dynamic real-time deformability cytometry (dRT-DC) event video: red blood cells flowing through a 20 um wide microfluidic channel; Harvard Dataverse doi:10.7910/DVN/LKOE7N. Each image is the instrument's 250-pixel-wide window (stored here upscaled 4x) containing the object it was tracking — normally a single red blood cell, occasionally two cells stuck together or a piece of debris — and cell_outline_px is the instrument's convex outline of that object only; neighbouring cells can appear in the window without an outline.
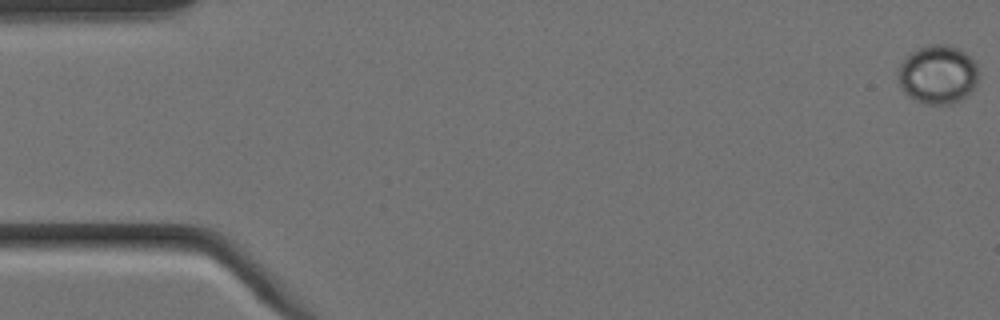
{"species": "Egyptian fruit bat (a non-hibernating species)", "species_latin": "Rousettus aegyptiacus", "temperature_condition": "cold", "stored_images_in_passage": 6, "camera_frame_rate_fps": 3000, "um_per_image_px": 0.085, "animal": {"sex": "female"}, "frame": {"image": 1, "passage_image": 1, "time_ms": 0.0, "image_size_px": [1000, 320], "cell_outline_px": [[980, 72], [976, 88], [960, 100], [952, 104], [928, 104], [916, 100], [908, 96], [904, 92], [900, 84], [900, 64], [916, 48], [928, 44], [944, 44], [956, 48], [964, 52], [976, 64]], "centroid_in_image_um": [79.76, 6.34], "position_along_channel_um": 5.2, "area_um2": 27.46}}
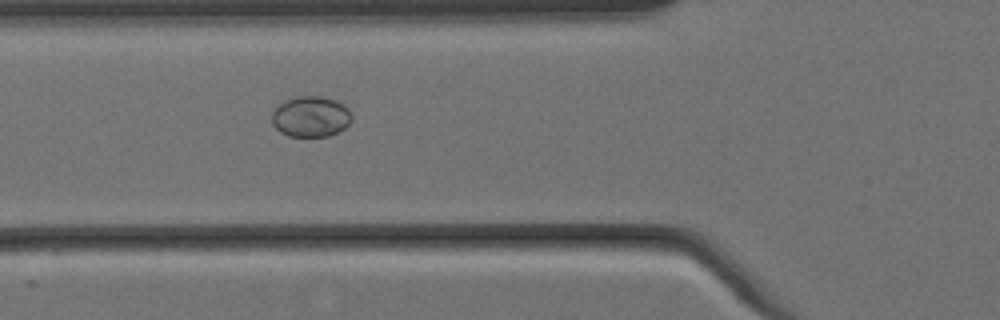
{"frame": {"image": 2, "passage_image": 6, "time_ms": 1.667, "image_size_px": [1000, 320], "cell_outline_px": [[352, 120], [344, 128], [328, 136], [288, 136], [280, 132], [272, 124], [272, 112], [276, 104], [284, 100], [296, 96], [324, 96], [336, 100], [344, 104], [348, 108], [352, 116]], "centroid_in_image_um": [26.39, 9.89], "position_along_channel_um": 99.4, "area_um2": 19.25}}